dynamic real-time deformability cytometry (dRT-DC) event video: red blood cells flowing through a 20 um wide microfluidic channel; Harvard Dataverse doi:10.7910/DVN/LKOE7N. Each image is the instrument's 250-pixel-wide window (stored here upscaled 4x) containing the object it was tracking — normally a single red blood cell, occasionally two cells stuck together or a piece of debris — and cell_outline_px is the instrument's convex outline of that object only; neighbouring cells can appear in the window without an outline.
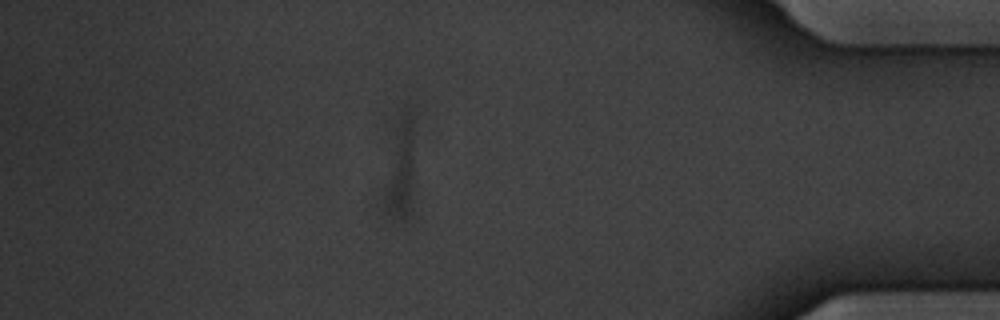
{"species": "common noctule bat (a hibernating species)", "species_latin": "Nyctalus noctula", "temperature_condition": "warm", "stored_images_in_passage": 52, "segment_of_instrument_passage": [4, 4], "camera_frame_rate_fps": 3000, "um_per_image_px": 0.085, "animal": {"sex": "male", "body_mass_g": 20.1, "forearm_length_mm": 53.5}, "frame": {"image": 1, "passage_image": 45, "time_ms": 14.667, "image_size_px": [1000, 320], "cell_outline_px": [[412, 176], [408, 212], [404, 220], [392, 220], [384, 212], [384, 192], [396, 124], [400, 108], [404, 104], [412, 104]], "centroid_in_image_um": [34.0, 14.25], "position_along_channel_um": 401.2, "area_um2": 17.28}}
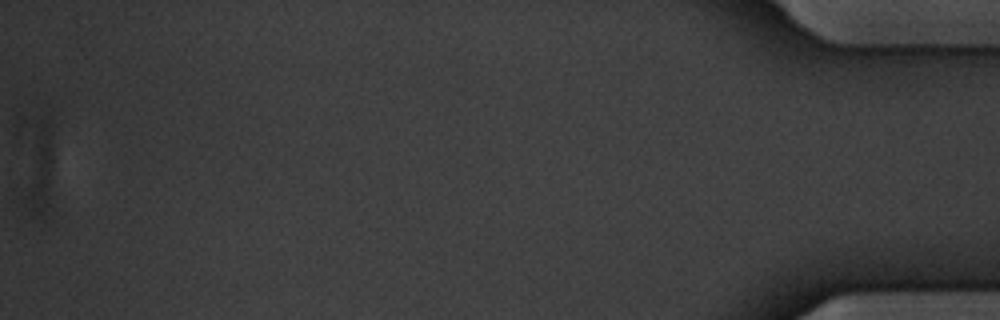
{"frame": {"image": 2, "passage_image": 52, "time_ms": 17.0, "image_size_px": [1000, 320], "cell_outline_px": [[52, 220], [48, 224], [24, 216], [24, 196], [32, 124], [40, 120], [44, 124], [48, 136], [52, 160]], "centroid_in_image_um": [3.32, 15.01], "position_along_channel_um": 431.9, "area_um2": 16.7}}